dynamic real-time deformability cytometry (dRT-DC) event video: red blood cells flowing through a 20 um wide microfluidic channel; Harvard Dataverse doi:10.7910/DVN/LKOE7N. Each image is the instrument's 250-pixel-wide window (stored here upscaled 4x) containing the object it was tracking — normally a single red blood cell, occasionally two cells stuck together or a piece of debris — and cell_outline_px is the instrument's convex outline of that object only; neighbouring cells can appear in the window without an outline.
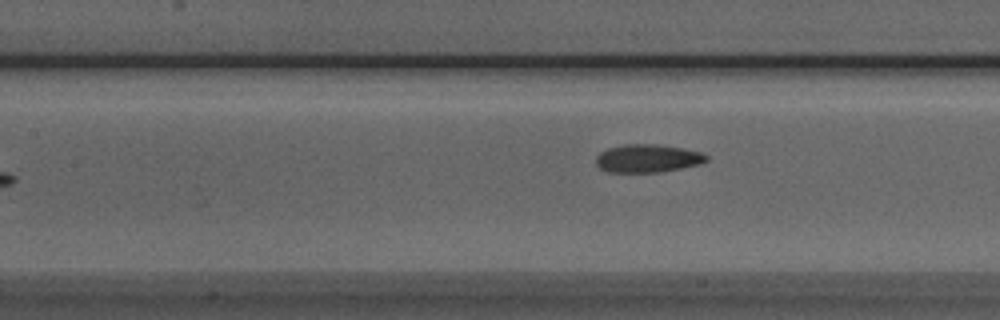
{"species": "Egyptian fruit bat (a non-hibernating species)", "species_latin": "Rousettus aegyptiacus", "temperature_condition": "room temperature", "stored_images_in_passage": 7, "camera_frame_rate_fps": 3000, "um_per_image_px": 0.085, "animal": {"sex": "male"}, "frame": {"image": 1, "passage_image": 7, "time_ms": 8.333, "image_size_px": [1000, 320], "cell_outline_px": [[708, 160], [700, 164], [660, 172], [608, 172], [600, 168], [596, 164], [596, 156], [600, 152], [608, 148], [624, 144], [652, 144], [684, 148], [700, 152], [708, 156]], "centroid_in_image_um": [55.03, 13.46], "position_along_channel_um": 152.4, "area_um2": 18.03}}